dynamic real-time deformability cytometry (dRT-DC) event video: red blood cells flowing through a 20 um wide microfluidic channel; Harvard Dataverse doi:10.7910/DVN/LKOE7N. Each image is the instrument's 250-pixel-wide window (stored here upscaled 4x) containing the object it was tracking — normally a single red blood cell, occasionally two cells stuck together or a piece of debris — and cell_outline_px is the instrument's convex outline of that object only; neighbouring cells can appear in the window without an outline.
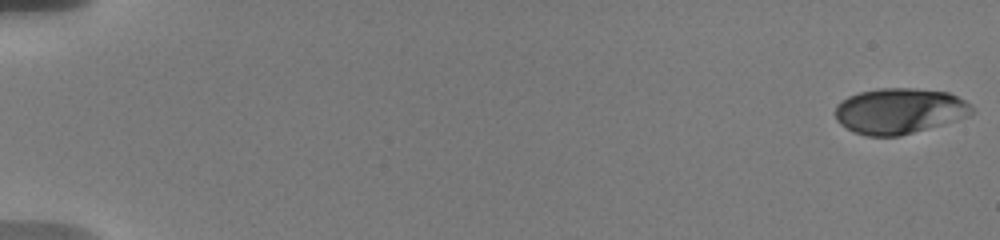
{"species": "human", "species_latin": "Homo sapiens", "temperature_condition": "warm", "stored_images_in_passage": 20, "camera_frame_rate_fps": 3000, "um_per_image_px": 0.085, "donor": {"sex": "male"}, "frame": {"image": 1, "passage_image": 1, "time_ms": 0.0, "image_size_px": [1000, 240], "cell_outline_px": [[976, 112], [968, 116], [900, 136], [868, 136], [856, 132], [840, 124], [836, 120], [836, 104], [848, 96], [860, 92], [880, 88], [916, 88], [948, 92], [964, 100]], "centroid_in_image_um": [76.44, 9.42], "position_along_channel_um": 8.6, "area_um2": 36.07}}
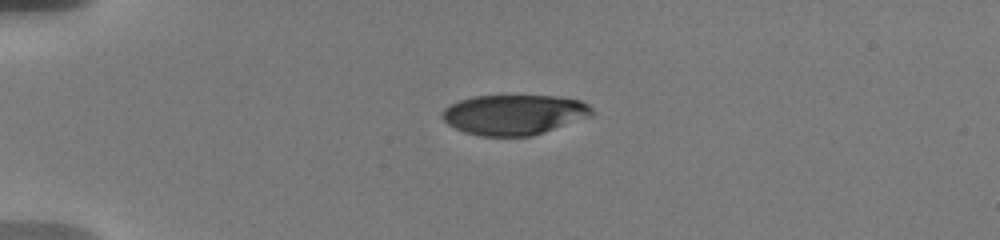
{"frame": {"image": 2, "passage_image": 13, "time_ms": 4.667, "image_size_px": [1000, 240], "cell_outline_px": [[596, 116], [532, 136], [480, 136], [464, 132], [448, 124], [440, 116], [440, 112], [444, 108], [460, 100], [472, 96], [556, 96], [580, 100], [588, 104], [596, 112]], "centroid_in_image_um": [43.76, 9.75], "position_along_channel_um": 41.2, "area_um2": 35.49}}